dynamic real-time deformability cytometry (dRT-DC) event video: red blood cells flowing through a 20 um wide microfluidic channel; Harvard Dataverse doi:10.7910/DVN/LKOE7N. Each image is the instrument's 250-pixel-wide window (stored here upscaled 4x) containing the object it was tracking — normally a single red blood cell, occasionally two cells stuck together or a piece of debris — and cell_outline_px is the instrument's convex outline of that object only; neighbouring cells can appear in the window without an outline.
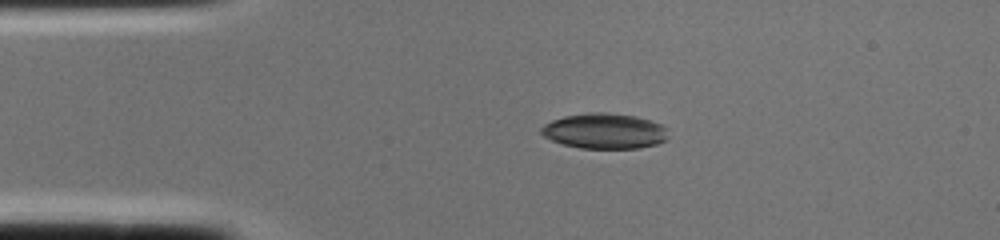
{"species": "common noctule bat (a hibernating species)", "species_latin": "Nyctalus noctula", "temperature_condition": "cold", "stored_images_in_passage": 1, "camera_frame_rate_fps": 3000, "um_per_image_px": 0.085, "animal": {"sex": "female", "body_mass_g": 22.0, "forearm_length_mm": 56.7}, "frame": {"image": 1, "passage_image": 1, "time_ms": 0.0, "image_size_px": [1000, 240], "cell_outline_px": [[668, 140], [656, 144], [640, 148], [580, 148], [560, 144], [544, 136], [540, 132], [540, 128], [544, 124], [552, 120], [564, 116], [588, 112], [604, 112], [636, 116], [660, 124], [668, 128]], "centroid_in_image_um": [51.39, 11.14], "position_along_channel_um": 33.6, "area_um2": 26.41}}